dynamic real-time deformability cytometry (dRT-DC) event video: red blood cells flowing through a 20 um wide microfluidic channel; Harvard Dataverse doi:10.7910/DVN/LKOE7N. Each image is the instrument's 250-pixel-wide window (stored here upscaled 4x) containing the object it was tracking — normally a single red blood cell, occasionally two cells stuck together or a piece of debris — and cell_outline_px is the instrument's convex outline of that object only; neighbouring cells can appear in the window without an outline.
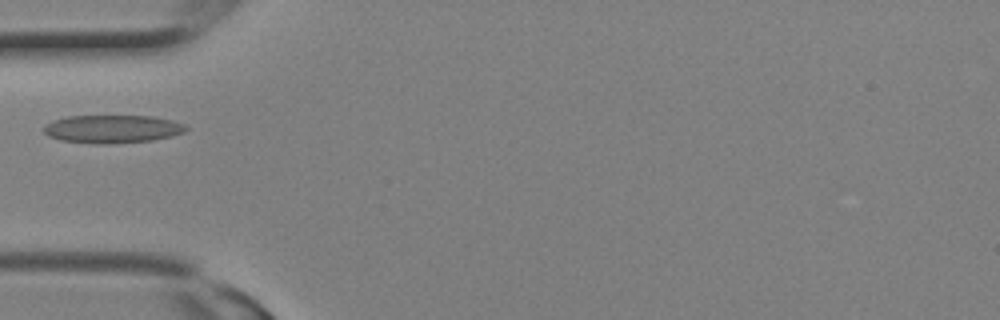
{"species": "Egyptian fruit bat (a non-hibernating species)", "species_latin": "Rousettus aegyptiacus", "temperature_condition": "room temperature", "stored_images_in_passage": 2, "camera_frame_rate_fps": 3000, "um_per_image_px": 0.085, "animal": {"sex": "female"}, "frame": {"image": 1, "passage_image": 2, "time_ms": 0.333, "image_size_px": [1000, 320], "cell_outline_px": [[188, 128], [184, 132], [172, 136], [152, 140], [108, 144], [92, 144], [60, 140], [48, 136], [44, 132], [44, 128], [48, 124], [56, 120], [68, 116], [152, 116], [172, 120], [184, 124]], "centroid_in_image_um": [9.57, 10.97], "position_along_channel_um": 75.4, "area_um2": 23.18}}